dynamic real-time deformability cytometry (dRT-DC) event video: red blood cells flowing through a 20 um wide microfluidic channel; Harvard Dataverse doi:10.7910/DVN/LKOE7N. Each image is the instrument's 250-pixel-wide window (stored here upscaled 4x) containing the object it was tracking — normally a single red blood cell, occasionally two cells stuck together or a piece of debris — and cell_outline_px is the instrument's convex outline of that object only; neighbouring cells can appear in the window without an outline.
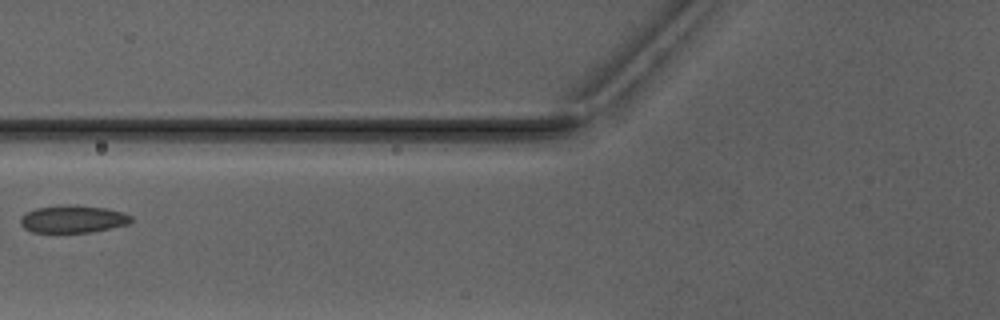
{"species": "Egyptian fruit bat (a non-hibernating species)", "species_latin": "Rousettus aegyptiacus", "temperature_condition": "warm", "stored_images_in_passage": 4, "camera_frame_rate_fps": 3000, "um_per_image_px": 0.085, "animal": {"sex": "male"}, "frame": {"image": 1, "passage_image": 4, "time_ms": 4.333, "image_size_px": [1000, 320], "cell_outline_px": [[132, 220], [128, 224], [92, 232], [32, 232], [24, 228], [20, 224], [20, 216], [36, 208], [104, 208], [124, 212], [132, 216]], "centroid_in_image_um": [6.21, 18.68], "position_along_channel_um": 119.6, "area_um2": 16.7}}